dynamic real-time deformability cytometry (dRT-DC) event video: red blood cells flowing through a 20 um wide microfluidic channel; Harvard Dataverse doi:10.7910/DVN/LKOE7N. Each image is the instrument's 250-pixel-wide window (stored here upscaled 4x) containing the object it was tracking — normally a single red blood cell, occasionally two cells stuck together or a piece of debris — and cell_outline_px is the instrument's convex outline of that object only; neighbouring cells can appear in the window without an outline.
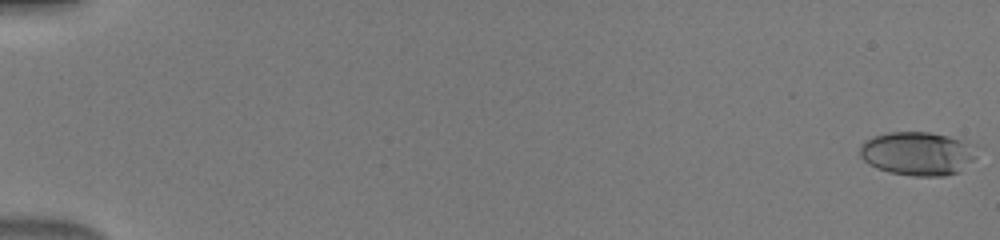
{"species": "human", "species_latin": "Homo sapiens", "temperature_condition": "warm", "stored_images_in_passage": 51, "camera_frame_rate_fps": 3000, "um_per_image_px": 0.085, "donor": {"sex": "male"}, "frame": {"image": 1, "passage_image": 1, "time_ms": 0.0, "image_size_px": [1000, 240], "cell_outline_px": [[984, 148], [960, 172], [944, 176], [912, 176], [888, 172], [876, 168], [868, 164], [860, 156], [860, 144], [864, 140], [872, 136], [888, 132], [928, 132], [948, 136], [980, 144]], "centroid_in_image_um": [78.07, 13.04], "position_along_channel_um": 6.9, "area_um2": 30.63}}
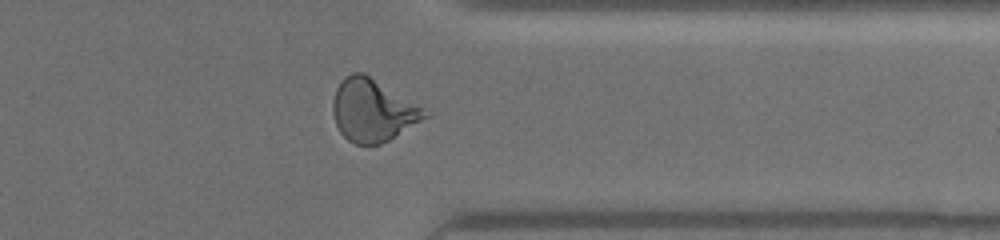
{"frame": {"image": 2, "passage_image": 42, "time_ms": 13.667, "image_size_px": [1000, 240], "cell_outline_px": [[432, 112], [428, 116], [388, 140], [380, 144], [356, 144], [348, 140], [340, 132], [336, 124], [332, 112], [332, 100], [336, 88], [344, 76], [352, 72], [364, 72]], "centroid_in_image_um": [31.67, 9.35], "position_along_channel_um": 379.7, "area_um2": 33.47}}
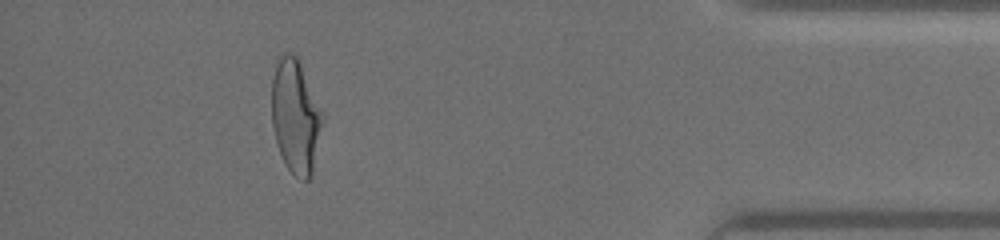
{"frame": {"image": 3, "passage_image": 47, "time_ms": 15.333, "image_size_px": [1000, 240], "cell_outline_px": [[324, 116], [312, 176], [308, 180], [300, 180], [284, 164], [276, 144], [272, 124], [272, 80], [276, 64], [280, 56], [288, 52], [296, 56], [324, 112]], "centroid_in_image_um": [25.13, 9.94], "position_along_channel_um": 410.1, "area_um2": 33.81}}